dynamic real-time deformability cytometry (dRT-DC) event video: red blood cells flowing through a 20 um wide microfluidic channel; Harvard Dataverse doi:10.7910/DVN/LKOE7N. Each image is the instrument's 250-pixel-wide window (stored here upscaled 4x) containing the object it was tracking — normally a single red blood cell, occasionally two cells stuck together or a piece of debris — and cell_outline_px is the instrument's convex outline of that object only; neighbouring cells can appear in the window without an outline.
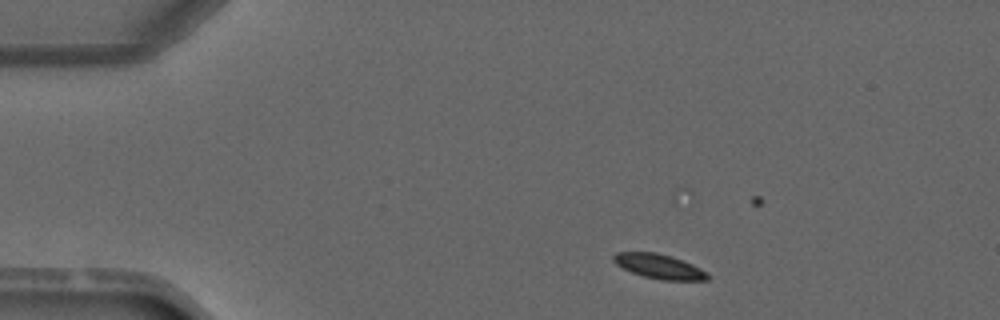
{"species": "common noctule bat (a hibernating species)", "species_latin": "Nyctalus noctula", "temperature_condition": "warm", "stored_images_in_passage": 3, "camera_frame_rate_fps": 3000, "um_per_image_px": 0.085, "animal": {"sex": "male", "forearm_length_mm": 52.5}, "frame": {"image": 1, "passage_image": 1, "time_ms": 0.0, "image_size_px": [1000, 320], "cell_outline_px": [[712, 276], [708, 280], [660, 280], [644, 276], [632, 272], [616, 264], [612, 260], [612, 256], [616, 252], [656, 252], [672, 256], [692, 264], [708, 272]], "centroid_in_image_um": [56.06, 22.64], "position_along_channel_um": 28.9, "area_um2": 13.58}}
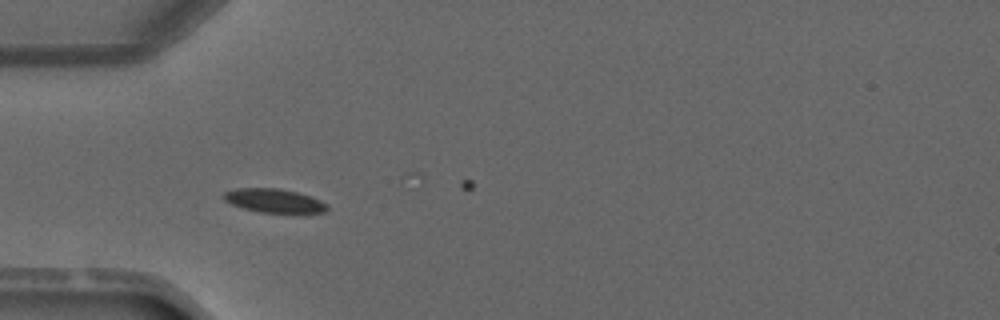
{"frame": {"image": 2, "passage_image": 2, "time_ms": 2.0, "image_size_px": [1000, 320], "cell_outline_px": [[328, 208], [324, 212], [260, 212], [244, 208], [232, 204], [224, 200], [220, 196], [224, 192], [236, 188], [276, 188], [296, 192], [312, 196], [328, 204]], "centroid_in_image_um": [23.26, 17.04], "position_along_channel_um": 61.7, "area_um2": 14.22}}